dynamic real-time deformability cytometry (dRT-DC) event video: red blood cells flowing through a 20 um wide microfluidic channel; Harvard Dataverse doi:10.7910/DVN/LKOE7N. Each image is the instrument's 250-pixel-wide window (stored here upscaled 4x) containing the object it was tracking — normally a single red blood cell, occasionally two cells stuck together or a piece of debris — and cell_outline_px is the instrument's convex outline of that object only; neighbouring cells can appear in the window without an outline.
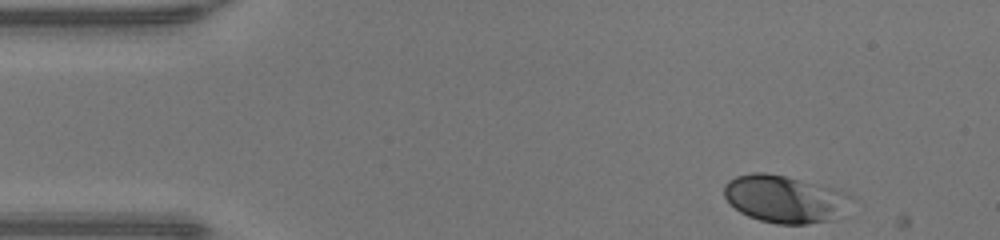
{"species": "human", "species_latin": "Homo sapiens", "temperature_condition": "warm", "stored_images_in_passage": 29, "camera_frame_rate_fps": 3000, "um_per_image_px": 0.085, "donor": {"sex": "male"}, "frame": {"image": 1, "passage_image": 1, "time_ms": 0.0, "image_size_px": [1000, 240], "cell_outline_px": [[856, 200], [832, 220], [808, 224], [776, 224], [760, 220], [748, 216], [740, 212], [724, 196], [724, 184], [728, 180], [736, 176], [752, 172], [764, 172], [784, 176], [836, 188], [856, 196]], "centroid_in_image_um": [66.75, 16.91], "position_along_channel_um": 18.2, "area_um2": 35.37}}
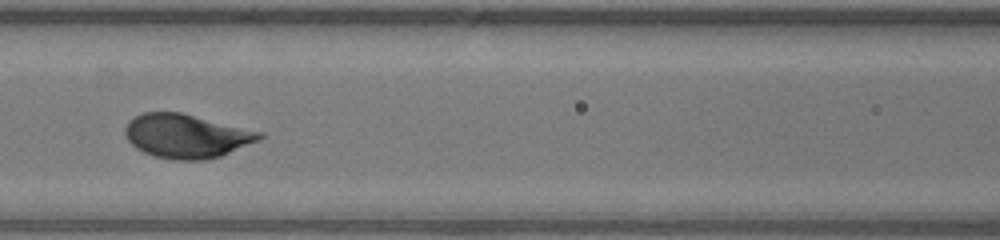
{"frame": {"image": 2, "passage_image": 17, "time_ms": 5.333, "image_size_px": [1000, 240], "cell_outline_px": [[264, 136], [260, 140], [220, 156], [204, 160], [172, 160], [156, 156], [144, 152], [136, 148], [128, 140], [124, 132], [124, 128], [128, 120], [144, 112], [180, 112], [264, 132]], "centroid_in_image_um": [15.85, 11.56], "position_along_channel_um": 150.8, "area_um2": 34.39}}
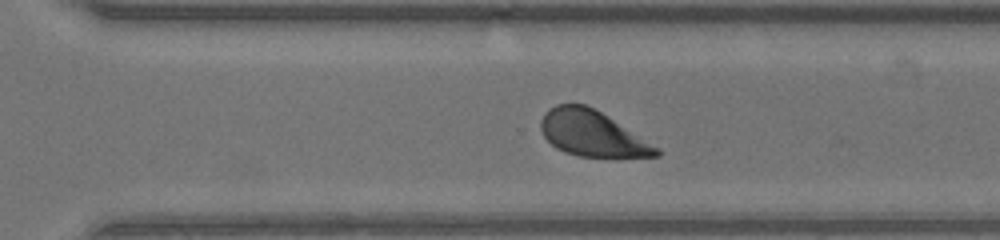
{"frame": {"image": 3, "passage_image": 29, "time_ms": 9.333, "image_size_px": [1000, 240], "cell_outline_px": [[660, 156], [580, 156], [564, 152], [556, 148], [544, 136], [540, 128], [540, 120], [544, 112], [556, 104], [584, 104], [608, 116], [660, 148]], "centroid_in_image_um": [50.3, 11.34], "position_along_channel_um": 320.3, "area_um2": 30.35}}